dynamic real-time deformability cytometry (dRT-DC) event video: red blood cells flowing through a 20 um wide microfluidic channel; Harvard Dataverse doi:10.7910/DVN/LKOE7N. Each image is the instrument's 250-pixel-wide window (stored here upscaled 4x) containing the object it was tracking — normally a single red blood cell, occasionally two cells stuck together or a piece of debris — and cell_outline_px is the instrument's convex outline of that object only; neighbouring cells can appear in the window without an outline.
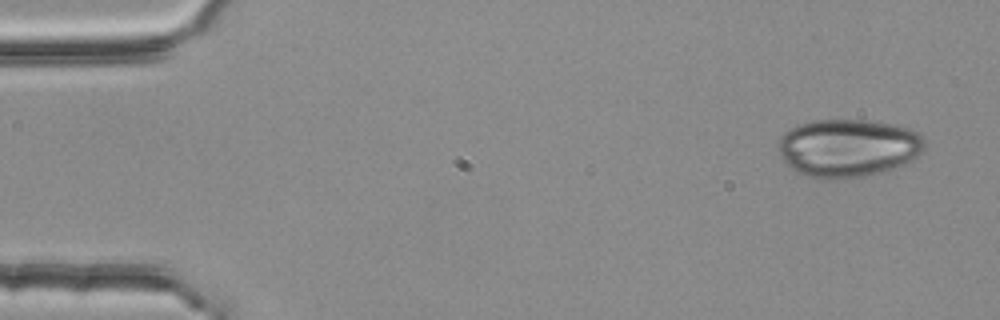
{"species": "common noctule bat (a hibernating species)", "species_latin": "Nyctalus noctula", "temperature_condition": "room temperature", "stored_images_in_passage": 4, "camera_frame_rate_fps": 3000, "um_per_image_px": 0.085, "animal": {"sex": "female", "body_mass_g": 25.1}, "frame": {"image": 1, "passage_image": 1, "time_ms": 0.0, "image_size_px": [1000, 320], "cell_outline_px": [[924, 148], [916, 156], [904, 164], [868, 176], [836, 180], [828, 180], [808, 176], [784, 164], [776, 144], [780, 136], [784, 132], [800, 124], [812, 120], [864, 120], [896, 124], [912, 128], [924, 140]], "centroid_in_image_um": [72.05, 12.57], "position_along_channel_um": 12.9, "area_um2": 49.77}}